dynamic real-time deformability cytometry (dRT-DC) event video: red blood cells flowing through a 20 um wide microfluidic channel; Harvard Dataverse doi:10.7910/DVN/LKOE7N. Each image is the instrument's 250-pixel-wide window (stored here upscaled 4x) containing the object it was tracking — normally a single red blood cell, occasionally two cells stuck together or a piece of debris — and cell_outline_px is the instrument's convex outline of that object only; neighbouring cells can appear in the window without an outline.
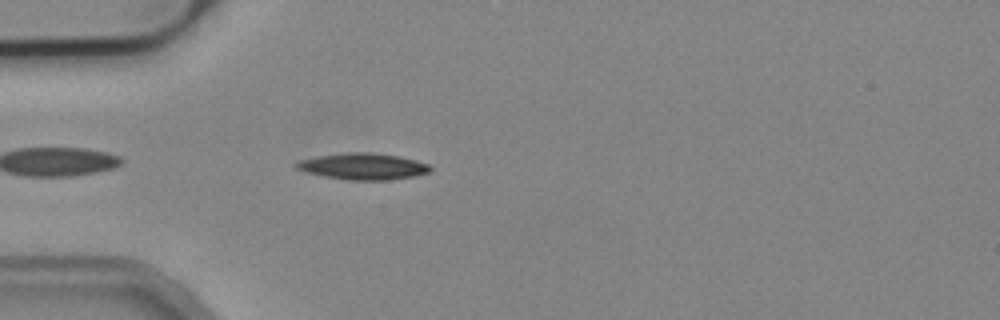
{"species": "common noctule bat (a hibernating species)", "species_latin": "Nyctalus noctula", "temperature_condition": "cold", "stored_images_in_passage": 14, "camera_frame_rate_fps": 3000, "um_per_image_px": 0.085, "animal": {"sex": "male", "body_mass_g": 19.2, "forearm_length_mm": 51.8}, "frame": {"image": 1, "passage_image": 3, "time_ms": 0.667, "image_size_px": [1000, 320], "cell_outline_px": [[432, 168], [428, 172], [412, 176], [388, 180], [348, 180], [324, 176], [308, 172], [296, 168], [292, 164], [300, 160], [320, 156], [348, 152], [364, 152], [400, 156], [416, 160], [428, 164]], "centroid_in_image_um": [30.85, 14.14], "position_along_channel_um": 54.1, "area_um2": 20.35}}